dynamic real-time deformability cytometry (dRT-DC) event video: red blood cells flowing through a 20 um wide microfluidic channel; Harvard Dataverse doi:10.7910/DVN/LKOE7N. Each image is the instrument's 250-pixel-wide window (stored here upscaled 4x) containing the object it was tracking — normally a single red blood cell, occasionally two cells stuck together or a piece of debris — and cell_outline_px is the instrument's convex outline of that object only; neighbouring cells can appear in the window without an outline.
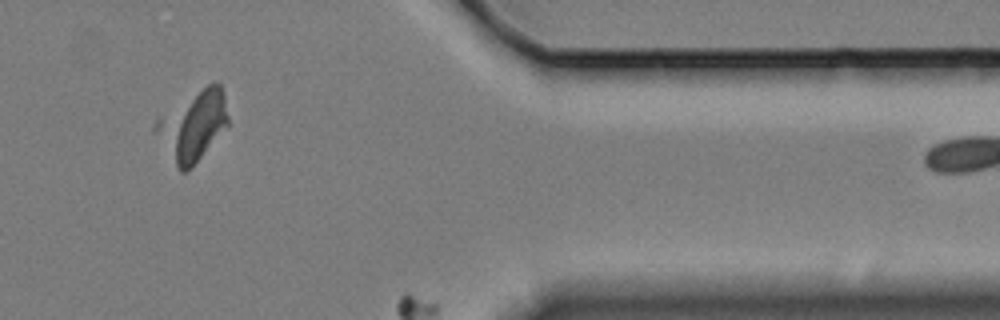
{"species": "Egyptian fruit bat (a non-hibernating species)", "species_latin": "Rousettus aegyptiacus", "temperature_condition": "cold", "stored_images_in_passage": 44, "camera_frame_rate_fps": 3000, "um_per_image_px": 0.085, "animal": {"sex": "female"}, "frame": {"image": 1, "passage_image": 41, "time_ms": 13.333, "image_size_px": [1000, 320], "cell_outline_px": [[228, 124], [200, 156], [184, 172], [180, 172], [152, 132], [152, 124], [156, 120], [212, 80], [216, 80], [220, 84], [224, 92], [228, 116]], "centroid_in_image_um": [16.37, 10.63], "position_along_channel_um": 395.0, "area_um2": 28.78}}